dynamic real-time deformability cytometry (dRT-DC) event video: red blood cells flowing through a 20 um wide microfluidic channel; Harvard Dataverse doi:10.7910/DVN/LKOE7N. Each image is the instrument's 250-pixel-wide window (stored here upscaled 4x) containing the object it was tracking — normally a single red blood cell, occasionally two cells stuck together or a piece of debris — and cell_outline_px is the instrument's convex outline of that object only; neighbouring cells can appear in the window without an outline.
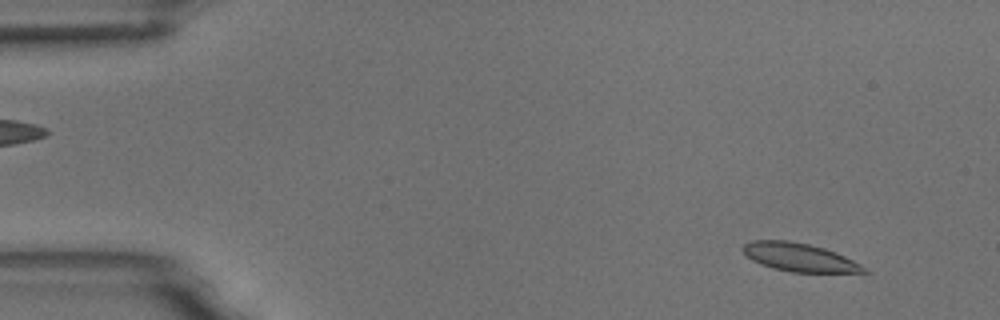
{"species": "common noctule bat (a hibernating species)", "species_latin": "Nyctalus noctula", "temperature_condition": "room temperature", "stored_images_in_passage": 54, "camera_frame_rate_fps": 3000, "um_per_image_px": 0.085, "animal": {"sex": "male", "body_mass_g": 18.8}, "frame": {"image": 1, "passage_image": 4, "time_ms": 1.0, "image_size_px": [1000, 320], "cell_outline_px": [[868, 272], [864, 276], [792, 272], [772, 268], [760, 264], [752, 260], [740, 248], [744, 244], [752, 240], [788, 240], [808, 244], [824, 248], [836, 252], [868, 268]], "centroid_in_image_um": [68.11, 21.94], "position_along_channel_um": 16.9, "area_um2": 20.98}}
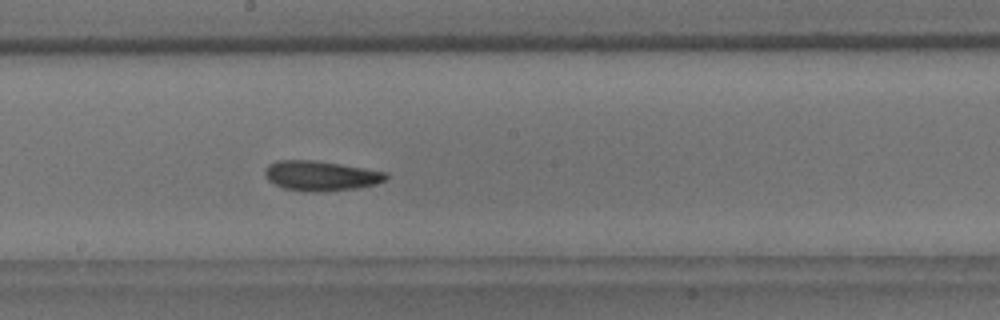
{"frame": {"image": 2, "passage_image": 29, "time_ms": 9.333, "image_size_px": [1000, 320], "cell_outline_px": [[388, 176], [384, 180], [376, 184], [360, 188], [284, 188], [268, 180], [264, 176], [264, 168], [268, 164], [276, 160], [312, 160], [340, 164], [388, 172]], "centroid_in_image_um": [27.26, 14.87], "position_along_channel_um": 220.9, "area_um2": 20.0}}
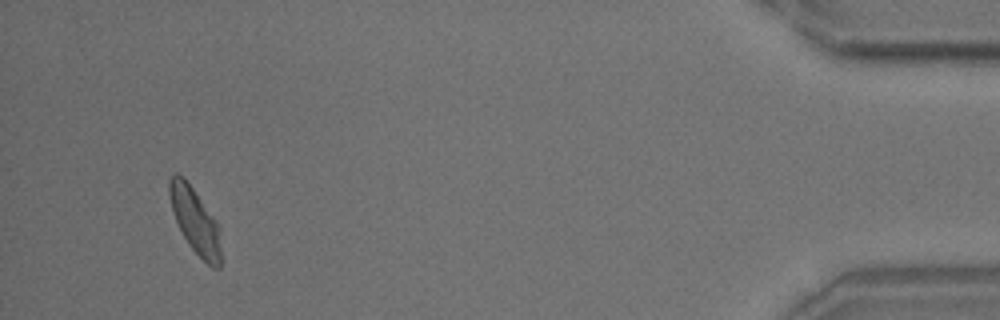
{"frame": {"image": 3, "passage_image": 51, "time_ms": 16.667, "image_size_px": [1000, 320], "cell_outline_px": [[220, 268], [212, 268], [188, 244], [176, 220], [168, 196], [168, 180], [176, 172], [184, 176], [212, 216], [220, 228]], "centroid_in_image_um": [16.57, 18.73], "position_along_channel_um": 418.6, "area_um2": 19.31}, "authors_computed_cell_mechanics": {"area_um2": 20.519, "velocity_mm_per_s": 3.6903, "shape_relaxation_time_tau1_ms": 4.1058, "shape_relaxation_time_tau2_ms": 4.3368, "deformation_change_tau1": 0.1131, "deformation_change_tau2": 0.1077}}